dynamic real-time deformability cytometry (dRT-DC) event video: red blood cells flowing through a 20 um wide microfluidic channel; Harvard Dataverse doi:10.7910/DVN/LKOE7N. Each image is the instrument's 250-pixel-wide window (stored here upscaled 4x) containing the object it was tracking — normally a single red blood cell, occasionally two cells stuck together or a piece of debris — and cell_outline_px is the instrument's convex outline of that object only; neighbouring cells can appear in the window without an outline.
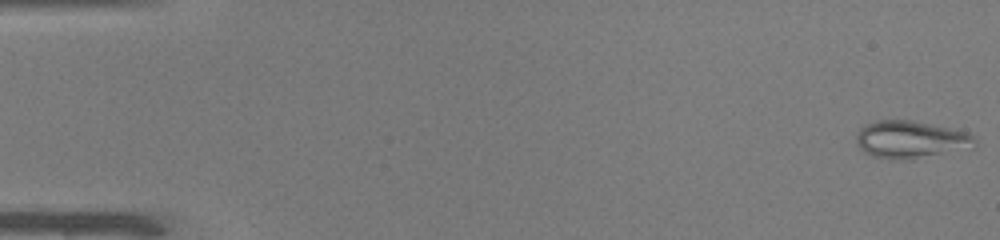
{"species": "common noctule bat (a hibernating species)", "species_latin": "Nyctalus noctula", "temperature_condition": "warm", "stored_images_in_passage": 16, "camera_frame_rate_fps": 3000, "um_per_image_px": 0.085, "animal": {"sex": "male", "body_mass_g": 19.0, "forearm_length_mm": 50.8}, "frame": {"image": 1, "passage_image": 1, "time_ms": 0.0, "image_size_px": [1000, 240], "cell_outline_px": [[976, 144], [972, 148], [912, 160], [892, 160], [872, 156], [864, 152], [856, 144], [856, 132], [864, 124], [880, 120], [912, 120], [968, 132], [976, 136]], "centroid_in_image_um": [77.41, 11.88], "position_along_channel_um": 7.6, "area_um2": 26.41}}
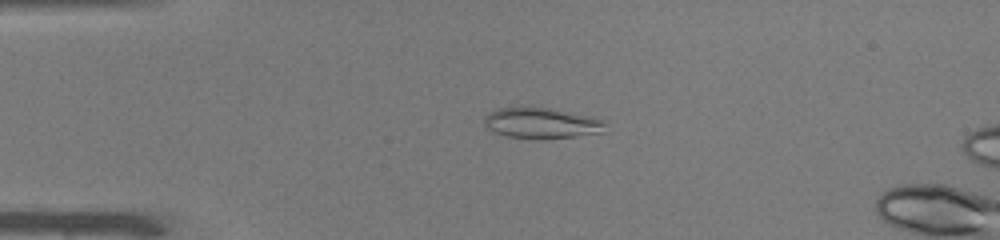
{"frame": {"image": 2, "passage_image": 12, "time_ms": 3.667, "image_size_px": [1000, 240], "cell_outline_px": [[604, 124], [600, 132], [576, 136], [532, 140], [508, 136], [496, 132], [488, 128], [484, 124], [484, 116], [488, 112], [500, 108], [548, 108], [592, 116], [604, 120]], "centroid_in_image_um": [45.99, 10.47], "position_along_channel_um": 39.0, "area_um2": 21.39}}